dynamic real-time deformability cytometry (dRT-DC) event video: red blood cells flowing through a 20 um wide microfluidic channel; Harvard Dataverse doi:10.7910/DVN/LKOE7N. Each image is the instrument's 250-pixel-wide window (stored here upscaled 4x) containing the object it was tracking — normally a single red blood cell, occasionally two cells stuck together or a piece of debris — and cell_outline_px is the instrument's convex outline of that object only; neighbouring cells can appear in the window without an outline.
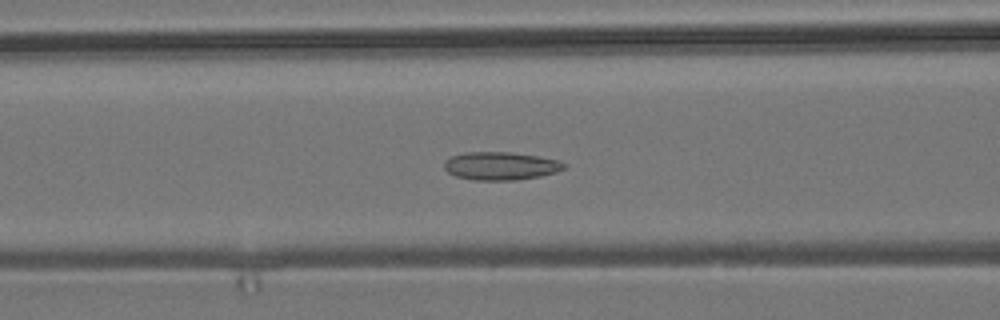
{"species": "common noctule bat (a hibernating species)", "species_latin": "Nyctalus noctula", "temperature_condition": "room temperature", "stored_images_in_passage": 56, "camera_frame_rate_fps": 3000, "um_per_image_px": 0.085, "animal": {"sex": "male", "body_mass_g": 19.2, "forearm_length_mm": 51.8}, "frame": {"image": 1, "passage_image": 23, "time_ms": 7.333, "image_size_px": [1000, 320], "cell_outline_px": [[568, 164], [564, 168], [556, 172], [540, 176], [516, 180], [476, 180], [456, 176], [448, 172], [444, 168], [444, 160], [452, 156], [464, 152], [512, 152], [536, 156], [556, 160]], "centroid_in_image_um": [42.54, 14.1], "position_along_channel_um": 124.1, "area_um2": 19.54}}
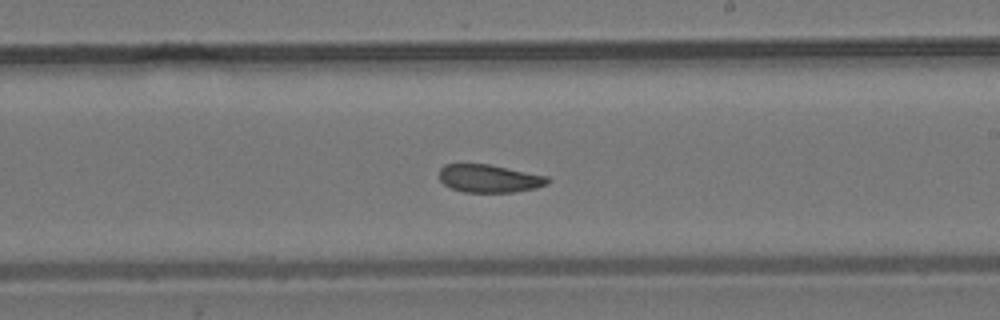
{"frame": {"image": 2, "passage_image": 33, "time_ms": 10.667, "image_size_px": [1000, 320], "cell_outline_px": [[552, 180], [548, 184], [536, 188], [516, 192], [464, 192], [452, 188], [444, 184], [440, 180], [440, 168], [444, 164], [488, 164], [548, 176]], "centroid_in_image_um": [41.62, 15.17], "position_along_channel_um": 247.4, "area_um2": 17.69}}
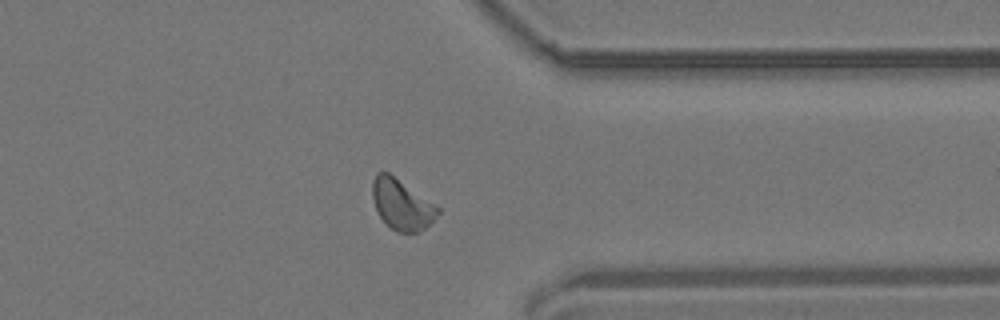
{"frame": {"image": 3, "passage_image": 44, "time_ms": 14.333, "image_size_px": [1000, 320], "cell_outline_px": [[440, 212], [424, 228], [416, 232], [396, 232], [380, 216], [376, 208], [372, 196], [372, 180], [376, 172], [388, 172], [440, 208]], "centroid_in_image_um": [34.12, 17.36], "position_along_channel_um": 377.3, "area_um2": 18.73}, "authors_computed_cell_mechanics": {"area_um2": 18.8139, "velocity_mm_per_s": 3.7141, "shape_relaxation_time_tau1_ms": null, "shape_relaxation_time_tau2_ms": 3.7805, "deformation_change_tau1": null, "deformation_change_tau2": 0.0893}}